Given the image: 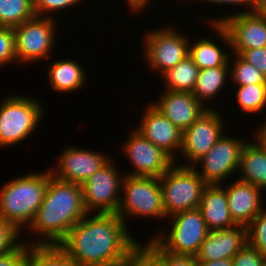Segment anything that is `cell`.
Returning <instances> with one entry per match:
<instances>
[{"mask_svg":"<svg viewBox=\"0 0 266 266\" xmlns=\"http://www.w3.org/2000/svg\"><path fill=\"white\" fill-rule=\"evenodd\" d=\"M89 215L78 221L57 246L79 266H126L141 243L117 214Z\"/></svg>","mask_w":266,"mask_h":266,"instance_id":"1","label":"cell"},{"mask_svg":"<svg viewBox=\"0 0 266 266\" xmlns=\"http://www.w3.org/2000/svg\"><path fill=\"white\" fill-rule=\"evenodd\" d=\"M86 214L81 185L58 180L51 175L43 202L29 226L30 232L40 237L28 239L26 243L58 245Z\"/></svg>","mask_w":266,"mask_h":266,"instance_id":"2","label":"cell"},{"mask_svg":"<svg viewBox=\"0 0 266 266\" xmlns=\"http://www.w3.org/2000/svg\"><path fill=\"white\" fill-rule=\"evenodd\" d=\"M50 170L30 172L9 180L0 188V218L14 224L22 233L23 226L33 222L49 184Z\"/></svg>","mask_w":266,"mask_h":266,"instance_id":"3","label":"cell"},{"mask_svg":"<svg viewBox=\"0 0 266 266\" xmlns=\"http://www.w3.org/2000/svg\"><path fill=\"white\" fill-rule=\"evenodd\" d=\"M9 95L0 103V149L29 138L44 119L43 102L26 95Z\"/></svg>","mask_w":266,"mask_h":266,"instance_id":"4","label":"cell"},{"mask_svg":"<svg viewBox=\"0 0 266 266\" xmlns=\"http://www.w3.org/2000/svg\"><path fill=\"white\" fill-rule=\"evenodd\" d=\"M121 193L116 214L125 224L127 217L167 219L159 178L124 175Z\"/></svg>","mask_w":266,"mask_h":266,"instance_id":"5","label":"cell"},{"mask_svg":"<svg viewBox=\"0 0 266 266\" xmlns=\"http://www.w3.org/2000/svg\"><path fill=\"white\" fill-rule=\"evenodd\" d=\"M166 217L199 208L208 185L193 167L175 165L159 178Z\"/></svg>","mask_w":266,"mask_h":266,"instance_id":"6","label":"cell"},{"mask_svg":"<svg viewBox=\"0 0 266 266\" xmlns=\"http://www.w3.org/2000/svg\"><path fill=\"white\" fill-rule=\"evenodd\" d=\"M227 16L208 21L230 50L266 47V16L260 10Z\"/></svg>","mask_w":266,"mask_h":266,"instance_id":"7","label":"cell"},{"mask_svg":"<svg viewBox=\"0 0 266 266\" xmlns=\"http://www.w3.org/2000/svg\"><path fill=\"white\" fill-rule=\"evenodd\" d=\"M169 233L152 237L166 252L176 255L196 256L209 229L199 208L176 213L170 217Z\"/></svg>","mask_w":266,"mask_h":266,"instance_id":"8","label":"cell"},{"mask_svg":"<svg viewBox=\"0 0 266 266\" xmlns=\"http://www.w3.org/2000/svg\"><path fill=\"white\" fill-rule=\"evenodd\" d=\"M56 20L51 17L34 16L13 28L18 65L37 62L52 57L57 32Z\"/></svg>","mask_w":266,"mask_h":266,"instance_id":"9","label":"cell"},{"mask_svg":"<svg viewBox=\"0 0 266 266\" xmlns=\"http://www.w3.org/2000/svg\"><path fill=\"white\" fill-rule=\"evenodd\" d=\"M144 57L151 69L157 70L161 76L189 56L188 36L171 26L147 32L143 38Z\"/></svg>","mask_w":266,"mask_h":266,"instance_id":"10","label":"cell"},{"mask_svg":"<svg viewBox=\"0 0 266 266\" xmlns=\"http://www.w3.org/2000/svg\"><path fill=\"white\" fill-rule=\"evenodd\" d=\"M111 159L81 184L84 204L88 214H116L124 175H121ZM97 211V212H96Z\"/></svg>","mask_w":266,"mask_h":266,"instance_id":"11","label":"cell"},{"mask_svg":"<svg viewBox=\"0 0 266 266\" xmlns=\"http://www.w3.org/2000/svg\"><path fill=\"white\" fill-rule=\"evenodd\" d=\"M220 114L217 109H208L182 132L180 154L186 162L177 165L193 167L211 150L226 129L223 115Z\"/></svg>","mask_w":266,"mask_h":266,"instance_id":"12","label":"cell"},{"mask_svg":"<svg viewBox=\"0 0 266 266\" xmlns=\"http://www.w3.org/2000/svg\"><path fill=\"white\" fill-rule=\"evenodd\" d=\"M246 142L239 137H229L223 133L211 150L198 160L193 168L207 184H224L223 180L238 171L241 151ZM199 164L201 172L197 167Z\"/></svg>","mask_w":266,"mask_h":266,"instance_id":"13","label":"cell"},{"mask_svg":"<svg viewBox=\"0 0 266 266\" xmlns=\"http://www.w3.org/2000/svg\"><path fill=\"white\" fill-rule=\"evenodd\" d=\"M122 152L133 166L125 175L160 178L175 161L162 149L155 146L135 128L122 145Z\"/></svg>","mask_w":266,"mask_h":266,"instance_id":"14","label":"cell"},{"mask_svg":"<svg viewBox=\"0 0 266 266\" xmlns=\"http://www.w3.org/2000/svg\"><path fill=\"white\" fill-rule=\"evenodd\" d=\"M111 159L102 152L70 146L61 153L56 169L52 167L50 172L58 180L81 185Z\"/></svg>","mask_w":266,"mask_h":266,"instance_id":"15","label":"cell"},{"mask_svg":"<svg viewBox=\"0 0 266 266\" xmlns=\"http://www.w3.org/2000/svg\"><path fill=\"white\" fill-rule=\"evenodd\" d=\"M142 115L140 125L136 126L135 129L155 146L166 152L177 164L176 152L181 150L182 131L152 104L147 105V108L145 107Z\"/></svg>","mask_w":266,"mask_h":266,"instance_id":"16","label":"cell"},{"mask_svg":"<svg viewBox=\"0 0 266 266\" xmlns=\"http://www.w3.org/2000/svg\"><path fill=\"white\" fill-rule=\"evenodd\" d=\"M247 243L246 226L236 225L224 230H209L196 259L198 262L232 259Z\"/></svg>","mask_w":266,"mask_h":266,"instance_id":"17","label":"cell"},{"mask_svg":"<svg viewBox=\"0 0 266 266\" xmlns=\"http://www.w3.org/2000/svg\"><path fill=\"white\" fill-rule=\"evenodd\" d=\"M151 104L182 132L208 110L190 92L165 90Z\"/></svg>","mask_w":266,"mask_h":266,"instance_id":"18","label":"cell"},{"mask_svg":"<svg viewBox=\"0 0 266 266\" xmlns=\"http://www.w3.org/2000/svg\"><path fill=\"white\" fill-rule=\"evenodd\" d=\"M231 218L237 225L247 226L264 208L261 189L237 179L225 187Z\"/></svg>","mask_w":266,"mask_h":266,"instance_id":"19","label":"cell"},{"mask_svg":"<svg viewBox=\"0 0 266 266\" xmlns=\"http://www.w3.org/2000/svg\"><path fill=\"white\" fill-rule=\"evenodd\" d=\"M223 184H208L202 193L199 209L209 230L229 229L237 224L231 218Z\"/></svg>","mask_w":266,"mask_h":266,"instance_id":"20","label":"cell"},{"mask_svg":"<svg viewBox=\"0 0 266 266\" xmlns=\"http://www.w3.org/2000/svg\"><path fill=\"white\" fill-rule=\"evenodd\" d=\"M247 142L242 148L238 172L240 180L266 190V151L257 141Z\"/></svg>","mask_w":266,"mask_h":266,"instance_id":"21","label":"cell"},{"mask_svg":"<svg viewBox=\"0 0 266 266\" xmlns=\"http://www.w3.org/2000/svg\"><path fill=\"white\" fill-rule=\"evenodd\" d=\"M47 66H49L47 73L48 81L54 91L70 93L75 90L78 91V89L84 86L86 81L85 69L75 60H58Z\"/></svg>","mask_w":266,"mask_h":266,"instance_id":"22","label":"cell"},{"mask_svg":"<svg viewBox=\"0 0 266 266\" xmlns=\"http://www.w3.org/2000/svg\"><path fill=\"white\" fill-rule=\"evenodd\" d=\"M228 74L229 66H219L200 70L192 94L207 109H216L209 107L210 104L206 102H209V100H212V98L214 99L215 96L217 97L218 94H221L220 92L223 86H225L224 84L228 82L227 79L230 78Z\"/></svg>","mask_w":266,"mask_h":266,"instance_id":"23","label":"cell"},{"mask_svg":"<svg viewBox=\"0 0 266 266\" xmlns=\"http://www.w3.org/2000/svg\"><path fill=\"white\" fill-rule=\"evenodd\" d=\"M211 37L200 38L195 43L189 44V56L194 64L200 69H208L219 66H229L230 53L221 50Z\"/></svg>","mask_w":266,"mask_h":266,"instance_id":"24","label":"cell"},{"mask_svg":"<svg viewBox=\"0 0 266 266\" xmlns=\"http://www.w3.org/2000/svg\"><path fill=\"white\" fill-rule=\"evenodd\" d=\"M200 69L194 64L192 58L187 56L177 63L161 77L165 83V90L192 93L199 75Z\"/></svg>","mask_w":266,"mask_h":266,"instance_id":"25","label":"cell"},{"mask_svg":"<svg viewBox=\"0 0 266 266\" xmlns=\"http://www.w3.org/2000/svg\"><path fill=\"white\" fill-rule=\"evenodd\" d=\"M25 266H79L57 245H32Z\"/></svg>","mask_w":266,"mask_h":266,"instance_id":"26","label":"cell"},{"mask_svg":"<svg viewBox=\"0 0 266 266\" xmlns=\"http://www.w3.org/2000/svg\"><path fill=\"white\" fill-rule=\"evenodd\" d=\"M34 16L32 0H0V26L14 28Z\"/></svg>","mask_w":266,"mask_h":266,"instance_id":"27","label":"cell"},{"mask_svg":"<svg viewBox=\"0 0 266 266\" xmlns=\"http://www.w3.org/2000/svg\"><path fill=\"white\" fill-rule=\"evenodd\" d=\"M236 101L243 113L255 114L266 107V84L237 86Z\"/></svg>","mask_w":266,"mask_h":266,"instance_id":"28","label":"cell"},{"mask_svg":"<svg viewBox=\"0 0 266 266\" xmlns=\"http://www.w3.org/2000/svg\"><path fill=\"white\" fill-rule=\"evenodd\" d=\"M235 59L231 62L229 57V82L230 80L237 86L249 85V84H266V77L255 68L252 64L247 63L238 54L233 55ZM234 65H233V64ZM232 65V66H230Z\"/></svg>","mask_w":266,"mask_h":266,"instance_id":"29","label":"cell"},{"mask_svg":"<svg viewBox=\"0 0 266 266\" xmlns=\"http://www.w3.org/2000/svg\"><path fill=\"white\" fill-rule=\"evenodd\" d=\"M141 248L159 266H198L196 256L176 255L166 252L153 238L146 245L141 244Z\"/></svg>","mask_w":266,"mask_h":266,"instance_id":"30","label":"cell"},{"mask_svg":"<svg viewBox=\"0 0 266 266\" xmlns=\"http://www.w3.org/2000/svg\"><path fill=\"white\" fill-rule=\"evenodd\" d=\"M248 244L260 254L266 255V208H264L247 226Z\"/></svg>","mask_w":266,"mask_h":266,"instance_id":"31","label":"cell"},{"mask_svg":"<svg viewBox=\"0 0 266 266\" xmlns=\"http://www.w3.org/2000/svg\"><path fill=\"white\" fill-rule=\"evenodd\" d=\"M20 232L14 224L0 218V255L15 250L23 243Z\"/></svg>","mask_w":266,"mask_h":266,"instance_id":"32","label":"cell"},{"mask_svg":"<svg viewBox=\"0 0 266 266\" xmlns=\"http://www.w3.org/2000/svg\"><path fill=\"white\" fill-rule=\"evenodd\" d=\"M11 63L18 64L14 31L12 27L0 26V66H6Z\"/></svg>","mask_w":266,"mask_h":266,"instance_id":"33","label":"cell"},{"mask_svg":"<svg viewBox=\"0 0 266 266\" xmlns=\"http://www.w3.org/2000/svg\"><path fill=\"white\" fill-rule=\"evenodd\" d=\"M80 1L82 3V0H32V3L35 16L54 18V15L52 16L54 12L71 8L73 5L80 4Z\"/></svg>","mask_w":266,"mask_h":266,"instance_id":"34","label":"cell"},{"mask_svg":"<svg viewBox=\"0 0 266 266\" xmlns=\"http://www.w3.org/2000/svg\"><path fill=\"white\" fill-rule=\"evenodd\" d=\"M264 255L248 243L232 258L233 266H263Z\"/></svg>","mask_w":266,"mask_h":266,"instance_id":"35","label":"cell"},{"mask_svg":"<svg viewBox=\"0 0 266 266\" xmlns=\"http://www.w3.org/2000/svg\"><path fill=\"white\" fill-rule=\"evenodd\" d=\"M231 52L238 54L243 60L252 64L266 77V47L250 50H231Z\"/></svg>","mask_w":266,"mask_h":266,"instance_id":"36","label":"cell"},{"mask_svg":"<svg viewBox=\"0 0 266 266\" xmlns=\"http://www.w3.org/2000/svg\"><path fill=\"white\" fill-rule=\"evenodd\" d=\"M31 246L24 241L15 250L0 255V266H25Z\"/></svg>","mask_w":266,"mask_h":266,"instance_id":"37","label":"cell"},{"mask_svg":"<svg viewBox=\"0 0 266 266\" xmlns=\"http://www.w3.org/2000/svg\"><path fill=\"white\" fill-rule=\"evenodd\" d=\"M198 1H202L204 2H209L210 4L214 3V4H219L220 6L222 4L224 5H232L235 4L237 6L239 5H243V7L249 9V10H243L241 9V11H239L238 13H249V12H254V11H258L260 10V0H195V2Z\"/></svg>","mask_w":266,"mask_h":266,"instance_id":"38","label":"cell"},{"mask_svg":"<svg viewBox=\"0 0 266 266\" xmlns=\"http://www.w3.org/2000/svg\"><path fill=\"white\" fill-rule=\"evenodd\" d=\"M126 266H159L142 248L129 260Z\"/></svg>","mask_w":266,"mask_h":266,"instance_id":"39","label":"cell"},{"mask_svg":"<svg viewBox=\"0 0 266 266\" xmlns=\"http://www.w3.org/2000/svg\"><path fill=\"white\" fill-rule=\"evenodd\" d=\"M152 2V0H126V4L128 5L129 11L132 12H141V10L145 9L147 5H149V2Z\"/></svg>","mask_w":266,"mask_h":266,"instance_id":"40","label":"cell"},{"mask_svg":"<svg viewBox=\"0 0 266 266\" xmlns=\"http://www.w3.org/2000/svg\"><path fill=\"white\" fill-rule=\"evenodd\" d=\"M266 120V119H263ZM261 126H258V129L254 132L255 140H257L265 149L266 151V121L263 122V124H259Z\"/></svg>","mask_w":266,"mask_h":266,"instance_id":"41","label":"cell"},{"mask_svg":"<svg viewBox=\"0 0 266 266\" xmlns=\"http://www.w3.org/2000/svg\"><path fill=\"white\" fill-rule=\"evenodd\" d=\"M198 266H233L232 259H219L218 261L198 262Z\"/></svg>","mask_w":266,"mask_h":266,"instance_id":"42","label":"cell"},{"mask_svg":"<svg viewBox=\"0 0 266 266\" xmlns=\"http://www.w3.org/2000/svg\"><path fill=\"white\" fill-rule=\"evenodd\" d=\"M260 11L266 16V0H260Z\"/></svg>","mask_w":266,"mask_h":266,"instance_id":"43","label":"cell"},{"mask_svg":"<svg viewBox=\"0 0 266 266\" xmlns=\"http://www.w3.org/2000/svg\"><path fill=\"white\" fill-rule=\"evenodd\" d=\"M263 266H266V255H264V262H263Z\"/></svg>","mask_w":266,"mask_h":266,"instance_id":"44","label":"cell"}]
</instances>
